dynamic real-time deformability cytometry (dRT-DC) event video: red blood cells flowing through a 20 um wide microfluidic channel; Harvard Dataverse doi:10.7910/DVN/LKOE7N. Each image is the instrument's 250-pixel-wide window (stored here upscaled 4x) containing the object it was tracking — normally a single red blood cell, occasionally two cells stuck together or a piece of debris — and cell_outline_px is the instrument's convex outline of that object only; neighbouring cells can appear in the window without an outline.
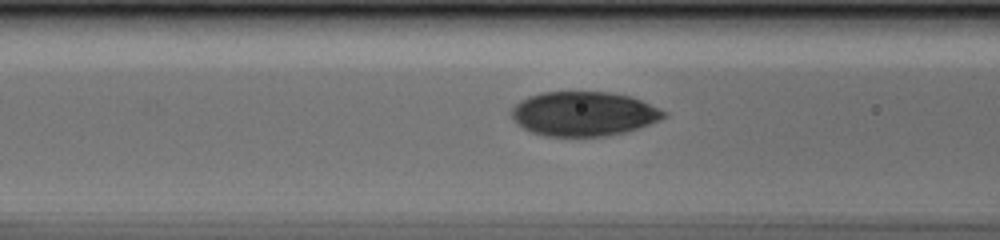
{"species": "human", "species_latin": "Homo sapiens", "temperature_condition": "cold", "stored_images_in_passage": 47, "camera_frame_rate_fps": 3000, "um_per_image_px": 0.085, "donor": {"sex": "male"}, "frame": {"image": 1, "passage_image": 17, "time_ms": 5.333, "image_size_px": [1000, 240], "cell_outline_px": [[668, 116], [660, 120], [624, 132], [604, 136], [548, 136], [532, 132], [524, 128], [512, 116], [512, 108], [520, 100], [528, 96], [540, 92], [612, 92], [632, 96], [660, 108], [668, 112]], "centroid_in_image_um": [49.65, 9.65], "position_along_channel_um": 116.9, "area_um2": 39.3}}
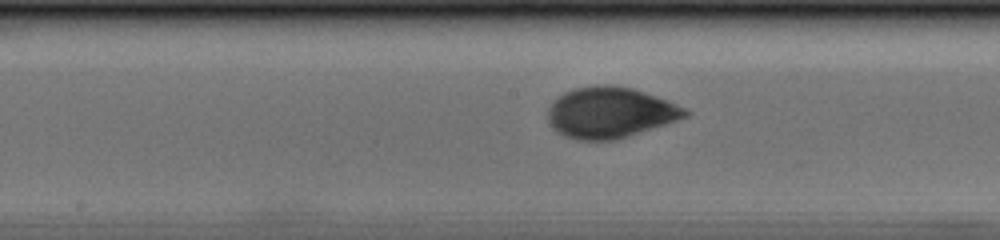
{"frame": {"image": 2, "passage_image": 23, "time_ms": 7.333, "image_size_px": [1000, 240], "cell_outline_px": [[692, 112], [688, 116], [616, 140], [576, 140], [564, 136], [556, 132], [548, 124], [548, 108], [552, 100], [564, 92], [576, 88], [596, 84], [604, 84], [632, 88], [664, 100], [684, 108]], "centroid_in_image_um": [51.78, 9.57], "position_along_channel_um": 196.4, "area_um2": 40.52}}
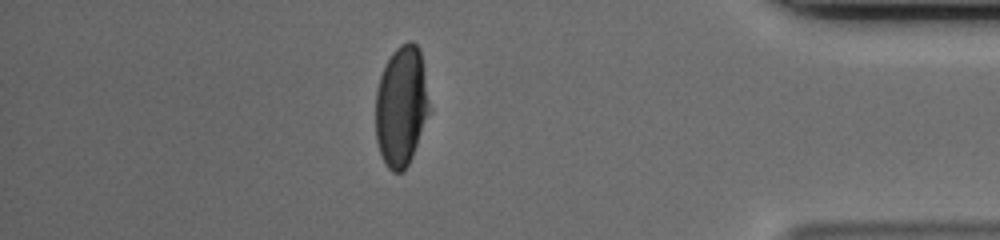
{"frame": {"image": 3, "passage_image": 41, "time_ms": 13.333, "image_size_px": [1000, 240], "cell_outline_px": [[428, 112], [412, 156], [408, 164], [400, 172], [392, 172], [388, 168], [380, 152], [376, 140], [376, 88], [380, 76], [392, 52], [400, 44], [408, 40], [412, 40], [420, 48], [428, 100]], "centroid_in_image_um": [34.08, 8.98], "position_along_channel_um": 401.1, "area_um2": 37.05}}